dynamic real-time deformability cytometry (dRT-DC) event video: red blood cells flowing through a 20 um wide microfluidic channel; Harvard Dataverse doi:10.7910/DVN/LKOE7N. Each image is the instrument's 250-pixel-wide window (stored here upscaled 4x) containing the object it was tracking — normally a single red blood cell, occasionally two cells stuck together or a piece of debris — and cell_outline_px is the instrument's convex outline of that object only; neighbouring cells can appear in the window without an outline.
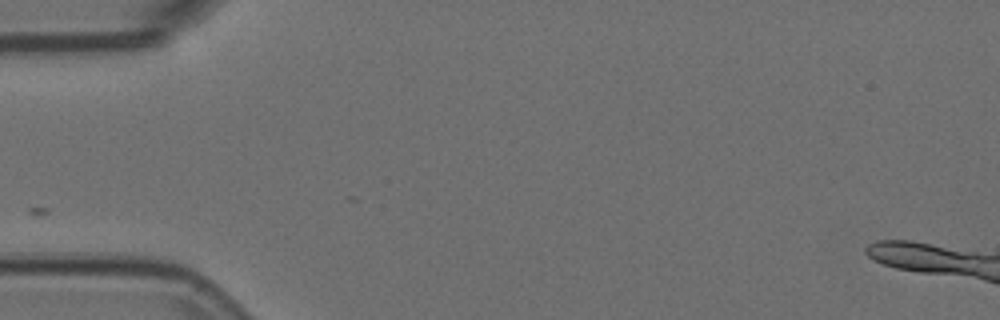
{"species": "Egyptian fruit bat (a non-hibernating species)", "species_latin": "Rousettus aegyptiacus", "temperature_condition": "room temperature", "stored_images_in_passage": 4, "segment_of_instrument_passage": [1, 2], "camera_frame_rate_fps": 3000, "um_per_image_px": 0.085, "animal": {"sex": "female"}, "frame": {"image": 1, "passage_image": 1, "time_ms": 0.0, "image_size_px": [1000, 320], "cell_outline_px": [[972, 272], [964, 272], [904, 268], [888, 264], [880, 260], [900, 244], [920, 244], [952, 252], [964, 256]], "centroid_in_image_um": [78.72, 21.99], "position_along_channel_um": 6.3, "area_um2": 12.37}}